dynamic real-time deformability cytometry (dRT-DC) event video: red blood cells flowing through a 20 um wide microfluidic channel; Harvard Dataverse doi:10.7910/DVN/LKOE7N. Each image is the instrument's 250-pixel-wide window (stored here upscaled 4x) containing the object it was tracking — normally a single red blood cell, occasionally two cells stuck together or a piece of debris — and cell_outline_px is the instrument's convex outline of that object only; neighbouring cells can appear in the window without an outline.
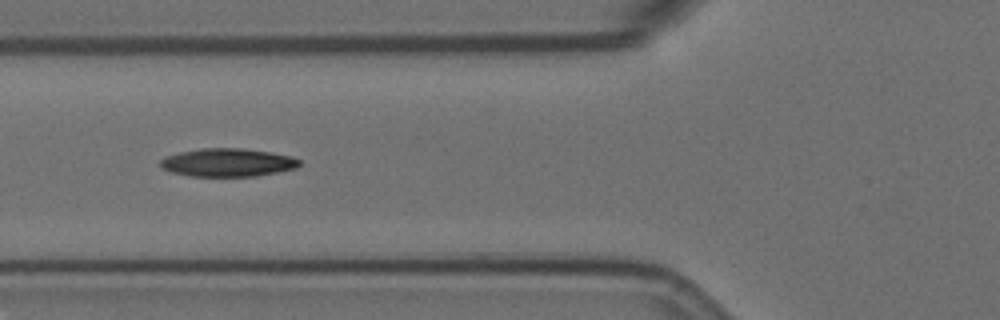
{"species": "Egyptian fruit bat (a non-hibernating species)", "species_latin": "Rousettus aegyptiacus", "temperature_condition": "room temperature", "stored_images_in_passage": 18, "camera_frame_rate_fps": 3000, "um_per_image_px": 0.085, "animal": {"sex": "female"}, "frame": {"image": 1, "passage_image": 9, "time_ms": 2.667, "image_size_px": [1000, 320], "cell_outline_px": [[300, 164], [296, 168], [256, 176], [192, 176], [172, 172], [160, 168], [160, 160], [164, 156], [180, 152], [200, 148], [240, 148], [268, 152], [292, 156], [300, 160]], "centroid_in_image_um": [19.32, 13.81], "position_along_channel_um": 106.5, "area_um2": 22.77}}
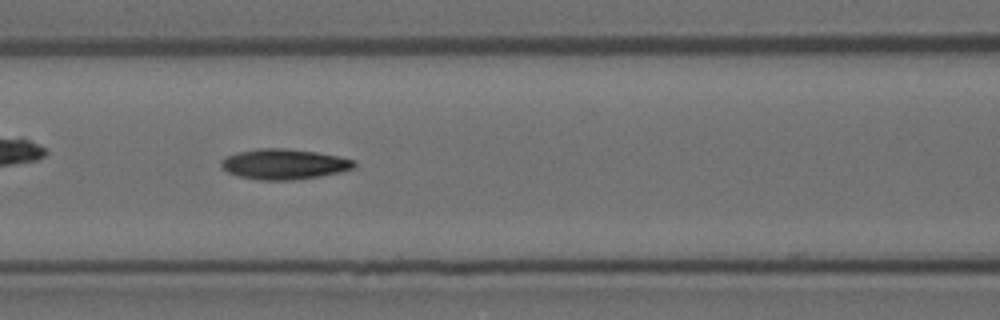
{"frame": {"image": 2, "passage_image": 12, "time_ms": 3.667, "image_size_px": [1000, 320], "cell_outline_px": [[356, 168], [340, 172], [320, 176], [292, 180], [260, 180], [240, 176], [228, 172], [220, 164], [228, 156], [236, 152], [260, 148], [284, 148], [316, 152], [340, 156], [356, 160]], "centroid_in_image_um": [24.22, 13.95], "position_along_channel_um": 142.4, "area_um2": 23.47}}
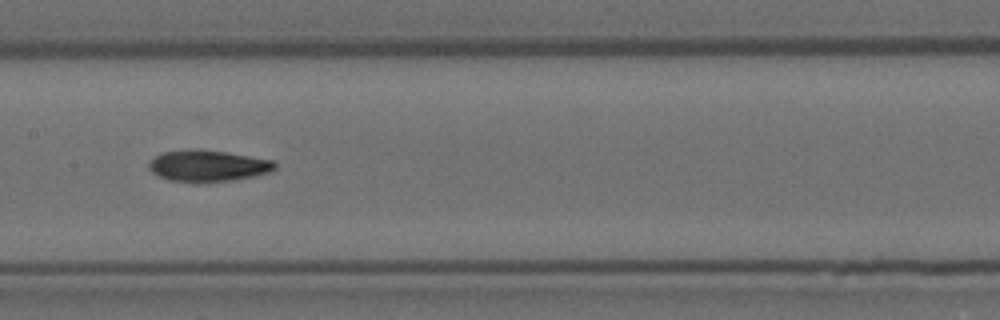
{"frame": {"image": 3, "passage_image": 16, "time_ms": 5.0, "image_size_px": [1000, 320], "cell_outline_px": [[276, 168], [268, 172], [236, 180], [168, 180], [152, 172], [148, 168], [148, 164], [156, 156], [164, 152], [188, 148], [200, 148], [228, 152], [272, 160], [276, 164]], "centroid_in_image_um": [17.67, 14.04], "position_along_channel_um": 189.7, "area_um2": 22.6}}